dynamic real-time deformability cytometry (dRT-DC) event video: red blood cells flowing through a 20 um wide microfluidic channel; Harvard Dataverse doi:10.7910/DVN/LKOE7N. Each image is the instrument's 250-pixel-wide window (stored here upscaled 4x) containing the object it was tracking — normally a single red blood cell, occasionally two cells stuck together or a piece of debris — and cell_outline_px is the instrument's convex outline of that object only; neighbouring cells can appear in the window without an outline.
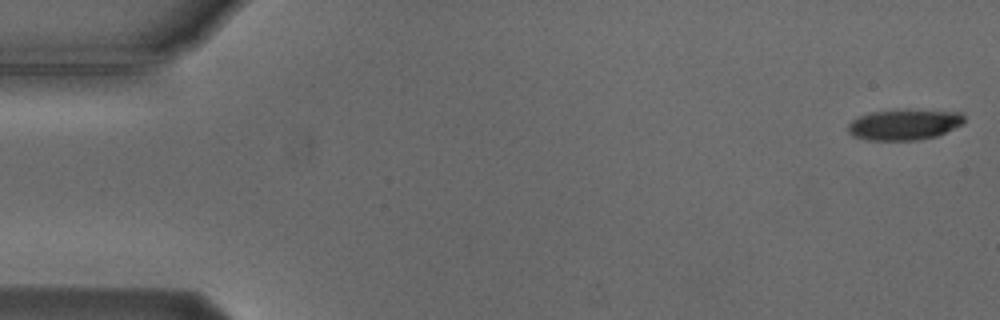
{"species": "Egyptian fruit bat (a non-hibernating species)", "species_latin": "Rousettus aegyptiacus", "temperature_condition": "cold", "stored_images_in_passage": 5, "camera_frame_rate_fps": 3000, "um_per_image_px": 0.085, "animal": {"sex": "male"}, "frame": {"image": 1, "passage_image": 1, "time_ms": 0.0, "image_size_px": [1000, 320], "cell_outline_px": [[964, 124], [936, 136], [916, 140], [868, 140], [852, 136], [848, 132], [848, 124], [852, 120], [860, 116], [872, 112], [960, 112], [964, 116]], "centroid_in_image_um": [76.83, 10.64], "position_along_channel_um": 8.2, "area_um2": 19.88}}
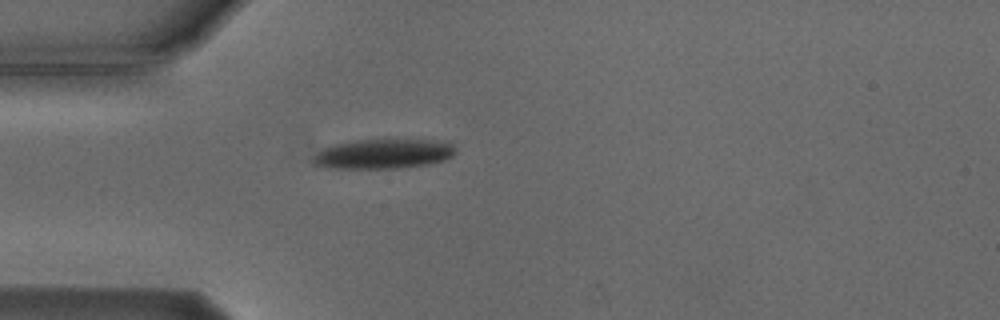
{"frame": {"image": 2, "passage_image": 5, "time_ms": 4.667, "image_size_px": [1000, 320], "cell_outline_px": [[456, 152], [452, 156], [444, 160], [428, 164], [396, 168], [336, 168], [316, 164], [312, 160], [316, 152], [332, 144], [356, 140], [384, 136], [388, 136], [448, 140], [456, 148]], "centroid_in_image_um": [32.7, 12.99], "position_along_channel_um": 52.3, "area_um2": 25.95}}